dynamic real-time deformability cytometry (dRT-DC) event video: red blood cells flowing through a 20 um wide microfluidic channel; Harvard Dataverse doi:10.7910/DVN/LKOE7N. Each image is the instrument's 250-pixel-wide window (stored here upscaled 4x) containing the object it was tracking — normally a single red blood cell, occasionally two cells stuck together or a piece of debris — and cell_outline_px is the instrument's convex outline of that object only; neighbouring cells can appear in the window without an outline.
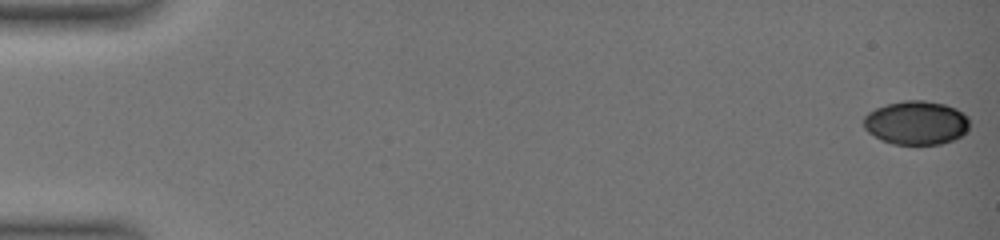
{"species": "common noctule bat (a hibernating species)", "species_latin": "Nyctalus noctula", "temperature_condition": "warm", "stored_images_in_passage": 50, "camera_frame_rate_fps": 3000, "um_per_image_px": 0.085, "animal": {"sex": "female", "body_mass_g": 19.0, "forearm_length_mm": 51.5}, "frame": {"image": 1, "passage_image": 1, "time_ms": 0.0, "image_size_px": [1000, 240], "cell_outline_px": [[968, 128], [960, 136], [952, 140], [940, 144], [892, 144], [880, 140], [868, 132], [864, 128], [864, 116], [868, 112], [876, 108], [888, 104], [904, 100], [924, 100], [944, 104], [956, 108], [968, 116]], "centroid_in_image_um": [77.86, 10.43], "position_along_channel_um": 7.1, "area_um2": 26.99}}
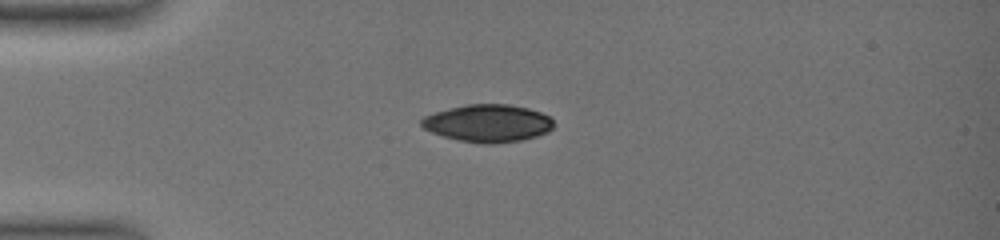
{"frame": {"image": 2, "passage_image": 15, "time_ms": 4.667, "image_size_px": [1000, 240], "cell_outline_px": [[552, 128], [548, 132], [536, 136], [520, 140], [492, 144], [484, 144], [460, 140], [444, 136], [432, 132], [424, 128], [420, 124], [420, 120], [424, 116], [436, 112], [468, 104], [508, 104], [528, 108], [540, 112], [548, 116], [552, 120]], "centroid_in_image_um": [41.47, 10.47], "position_along_channel_um": 43.5, "area_um2": 28.55}}
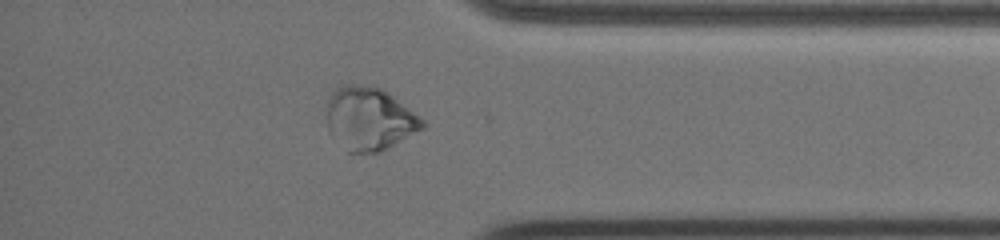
{"frame": {"image": 3, "passage_image": 45, "time_ms": 14.667, "image_size_px": [1000, 240], "cell_outline_px": [[428, 124], [424, 128], [380, 152], [348, 152], [328, 132], [328, 96], [336, 88], [344, 84], [356, 84], [380, 88], [424, 120]], "centroid_in_image_um": [31.38, 10.1], "position_along_channel_um": 403.8, "area_um2": 34.74}}